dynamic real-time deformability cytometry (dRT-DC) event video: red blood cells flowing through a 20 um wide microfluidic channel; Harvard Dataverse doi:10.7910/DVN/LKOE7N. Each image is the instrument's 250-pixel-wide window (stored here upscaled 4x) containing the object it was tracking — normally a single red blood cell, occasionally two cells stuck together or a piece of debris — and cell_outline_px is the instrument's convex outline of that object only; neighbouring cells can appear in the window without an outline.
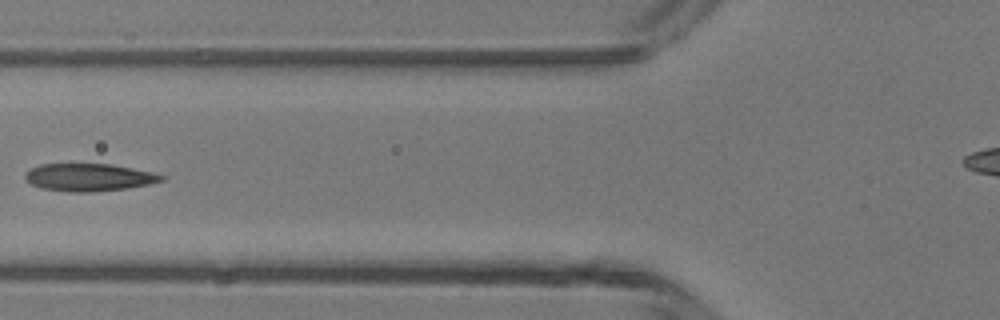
{"species": "common noctule bat (a hibernating species)", "species_latin": "Nyctalus noctula", "temperature_condition": "room temperature", "stored_images_in_passage": 6, "camera_frame_rate_fps": 3000, "um_per_image_px": 0.085, "animal": {"sex": "male", "body_mass_g": 13.3}, "frame": {"image": 1, "passage_image": 6, "time_ms": 6.0, "image_size_px": [1000, 320], "cell_outline_px": [[164, 180], [148, 184], [128, 188], [92, 192], [68, 192], [40, 188], [32, 184], [24, 176], [32, 168], [40, 164], [112, 164], [152, 172], [164, 176]], "centroid_in_image_um": [7.57, 15.08], "position_along_channel_um": 118.2, "area_um2": 21.73}}